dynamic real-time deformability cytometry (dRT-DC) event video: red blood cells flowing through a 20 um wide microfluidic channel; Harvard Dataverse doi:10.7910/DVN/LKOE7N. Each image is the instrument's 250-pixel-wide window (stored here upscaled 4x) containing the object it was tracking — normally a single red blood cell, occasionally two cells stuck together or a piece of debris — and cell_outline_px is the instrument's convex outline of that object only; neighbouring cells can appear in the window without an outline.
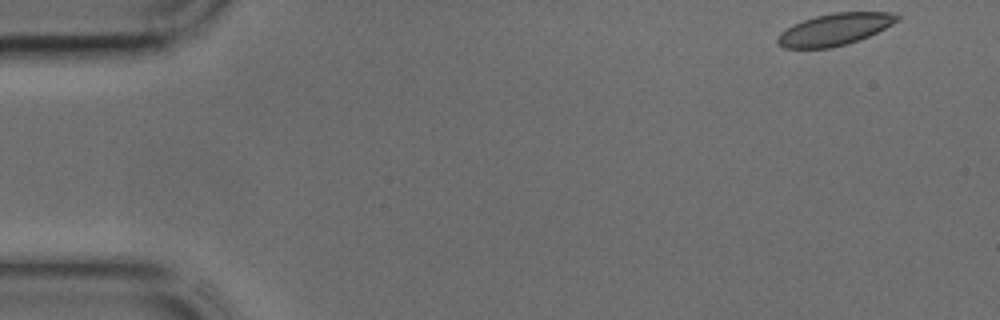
{"species": "common noctule bat (a hibernating species)", "species_latin": "Nyctalus noctula", "temperature_condition": "cold", "stored_images_in_passage": 7, "camera_frame_rate_fps": 3000, "um_per_image_px": 0.085, "animal": {"sex": "male", "body_mass_g": 17.9, "forearm_length_mm": 54.2}, "frame": {"image": 1, "passage_image": 1, "time_ms": 0.0, "image_size_px": [1000, 320], "cell_outline_px": [[900, 20], [860, 40], [848, 44], [828, 48], [784, 48], [776, 44], [776, 40], [780, 32], [792, 24], [816, 16], [836, 12], [892, 12], [900, 16]], "centroid_in_image_um": [70.93, 2.5], "position_along_channel_um": 14.1, "area_um2": 22.25}}